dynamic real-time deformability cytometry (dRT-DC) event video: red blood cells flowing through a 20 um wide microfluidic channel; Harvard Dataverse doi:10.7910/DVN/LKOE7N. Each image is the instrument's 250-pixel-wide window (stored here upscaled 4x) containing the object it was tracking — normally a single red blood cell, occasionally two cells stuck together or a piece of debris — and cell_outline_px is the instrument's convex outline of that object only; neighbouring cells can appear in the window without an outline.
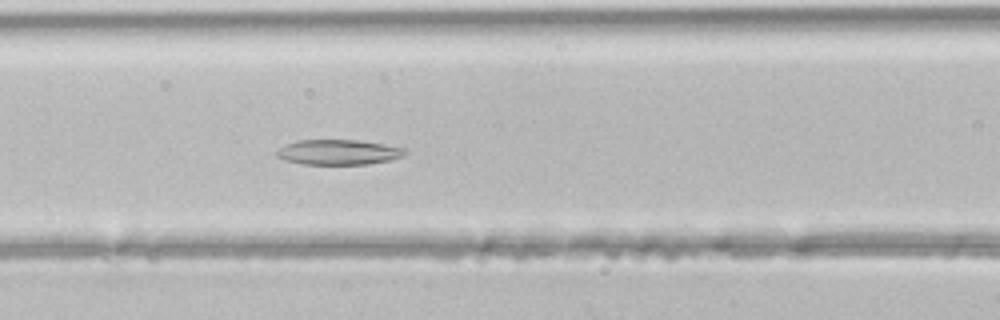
{"species": "common noctule bat (a hibernating species)", "species_latin": "Nyctalus noctula", "temperature_condition": "room temperature", "stored_images_in_passage": 40, "segment_of_instrument_passage": [1, 2], "camera_frame_rate_fps": 3000, "um_per_image_px": 0.085, "animal": {"sex": "male", "body_mass_g": 21.5, "forearm_length_mm": 52.0}, "frame": {"image": 1, "passage_image": 12, "time_ms": 3.667, "image_size_px": [1000, 320], "cell_outline_px": [[408, 152], [404, 156], [388, 160], [368, 164], [304, 164], [284, 160], [276, 156], [276, 152], [284, 144], [296, 140], [356, 140], [384, 144], [404, 148]], "centroid_in_image_um": [28.75, 12.93], "position_along_channel_um": 137.9, "area_um2": 18.79}}
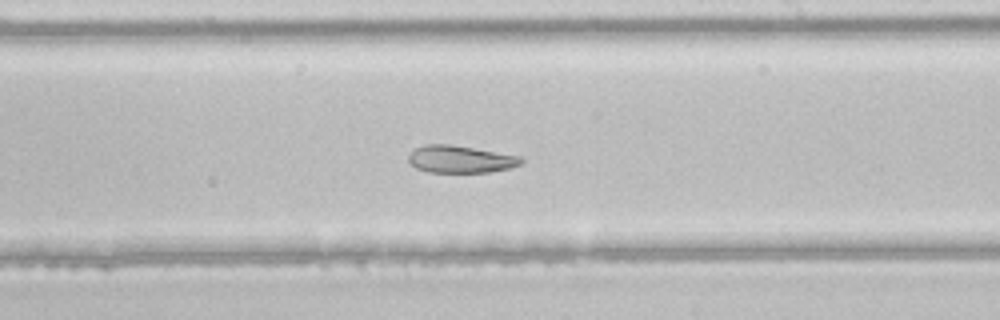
{"frame": {"image": 2, "passage_image": 20, "time_ms": 6.333, "image_size_px": [1000, 320], "cell_outline_px": [[524, 160], [520, 164], [512, 168], [488, 172], [428, 172], [416, 168], [408, 160], [408, 156], [416, 148], [424, 144], [452, 144], [520, 156]], "centroid_in_image_um": [39.15, 13.53], "position_along_channel_um": 249.9, "area_um2": 17.92}}
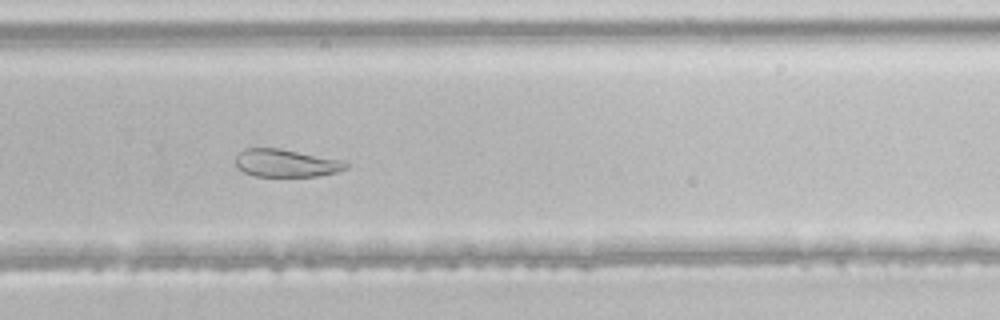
{"frame": {"image": 3, "passage_image": 24, "time_ms": 7.667, "image_size_px": [1000, 320], "cell_outline_px": [[348, 168], [336, 172], [320, 176], [256, 176], [244, 172], [236, 168], [236, 156], [244, 148], [280, 148], [344, 160], [348, 164]], "centroid_in_image_um": [24.33, 13.86], "position_along_channel_um": 305.5, "area_um2": 17.98}}